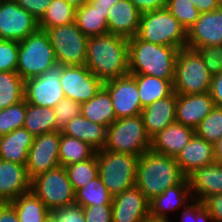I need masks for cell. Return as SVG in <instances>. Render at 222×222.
I'll use <instances>...</instances> for the list:
<instances>
[{"label":"cell","instance_id":"6da1fadb","mask_svg":"<svg viewBox=\"0 0 222 222\" xmlns=\"http://www.w3.org/2000/svg\"><path fill=\"white\" fill-rule=\"evenodd\" d=\"M85 66L103 82L129 74L128 38L114 34L88 37Z\"/></svg>","mask_w":222,"mask_h":222},{"label":"cell","instance_id":"7a4b0ae2","mask_svg":"<svg viewBox=\"0 0 222 222\" xmlns=\"http://www.w3.org/2000/svg\"><path fill=\"white\" fill-rule=\"evenodd\" d=\"M179 50L144 41L137 35L131 37L128 39L129 74L174 80Z\"/></svg>","mask_w":222,"mask_h":222},{"label":"cell","instance_id":"3957f363","mask_svg":"<svg viewBox=\"0 0 222 222\" xmlns=\"http://www.w3.org/2000/svg\"><path fill=\"white\" fill-rule=\"evenodd\" d=\"M185 178L175 157L149 150L139 157L135 186L151 201L167 188L181 183Z\"/></svg>","mask_w":222,"mask_h":222},{"label":"cell","instance_id":"277c9868","mask_svg":"<svg viewBox=\"0 0 222 222\" xmlns=\"http://www.w3.org/2000/svg\"><path fill=\"white\" fill-rule=\"evenodd\" d=\"M96 156L98 176L113 197L135 186L138 156L105 149L96 151Z\"/></svg>","mask_w":222,"mask_h":222},{"label":"cell","instance_id":"5b68a950","mask_svg":"<svg viewBox=\"0 0 222 222\" xmlns=\"http://www.w3.org/2000/svg\"><path fill=\"white\" fill-rule=\"evenodd\" d=\"M137 36L158 45L185 48L187 31L167 8L141 14Z\"/></svg>","mask_w":222,"mask_h":222},{"label":"cell","instance_id":"8992f818","mask_svg":"<svg viewBox=\"0 0 222 222\" xmlns=\"http://www.w3.org/2000/svg\"><path fill=\"white\" fill-rule=\"evenodd\" d=\"M105 150L127 153L140 157L151 149L141 114L116 119L107 128Z\"/></svg>","mask_w":222,"mask_h":222},{"label":"cell","instance_id":"52a82bcc","mask_svg":"<svg viewBox=\"0 0 222 222\" xmlns=\"http://www.w3.org/2000/svg\"><path fill=\"white\" fill-rule=\"evenodd\" d=\"M16 73L23 79L42 75L57 63L54 49L46 31L38 29L18 42Z\"/></svg>","mask_w":222,"mask_h":222},{"label":"cell","instance_id":"ba28073f","mask_svg":"<svg viewBox=\"0 0 222 222\" xmlns=\"http://www.w3.org/2000/svg\"><path fill=\"white\" fill-rule=\"evenodd\" d=\"M212 75L208 72L202 56L188 47L179 50L173 89L176 94H202L209 92Z\"/></svg>","mask_w":222,"mask_h":222},{"label":"cell","instance_id":"9c48e42d","mask_svg":"<svg viewBox=\"0 0 222 222\" xmlns=\"http://www.w3.org/2000/svg\"><path fill=\"white\" fill-rule=\"evenodd\" d=\"M31 190L50 211L75 204V191L63 166L34 177Z\"/></svg>","mask_w":222,"mask_h":222},{"label":"cell","instance_id":"30bf717a","mask_svg":"<svg viewBox=\"0 0 222 222\" xmlns=\"http://www.w3.org/2000/svg\"><path fill=\"white\" fill-rule=\"evenodd\" d=\"M54 49L57 63L64 66L85 65L88 37L75 21L45 30Z\"/></svg>","mask_w":222,"mask_h":222},{"label":"cell","instance_id":"8fae6325","mask_svg":"<svg viewBox=\"0 0 222 222\" xmlns=\"http://www.w3.org/2000/svg\"><path fill=\"white\" fill-rule=\"evenodd\" d=\"M63 66L56 63L42 75L24 80V100L32 105L54 108L65 98L60 83Z\"/></svg>","mask_w":222,"mask_h":222},{"label":"cell","instance_id":"7c38bea8","mask_svg":"<svg viewBox=\"0 0 222 222\" xmlns=\"http://www.w3.org/2000/svg\"><path fill=\"white\" fill-rule=\"evenodd\" d=\"M60 83L65 98L80 104L94 98L104 84L85 65L63 66Z\"/></svg>","mask_w":222,"mask_h":222},{"label":"cell","instance_id":"4fadbf2b","mask_svg":"<svg viewBox=\"0 0 222 222\" xmlns=\"http://www.w3.org/2000/svg\"><path fill=\"white\" fill-rule=\"evenodd\" d=\"M59 146L60 130L34 137L25 165L30 180L60 166Z\"/></svg>","mask_w":222,"mask_h":222},{"label":"cell","instance_id":"5bb4252c","mask_svg":"<svg viewBox=\"0 0 222 222\" xmlns=\"http://www.w3.org/2000/svg\"><path fill=\"white\" fill-rule=\"evenodd\" d=\"M38 29V20L15 0H0V39L19 42Z\"/></svg>","mask_w":222,"mask_h":222},{"label":"cell","instance_id":"9a60e30c","mask_svg":"<svg viewBox=\"0 0 222 222\" xmlns=\"http://www.w3.org/2000/svg\"><path fill=\"white\" fill-rule=\"evenodd\" d=\"M103 87L108 91L117 119L142 113L136 80L130 75L105 81Z\"/></svg>","mask_w":222,"mask_h":222},{"label":"cell","instance_id":"2e32d148","mask_svg":"<svg viewBox=\"0 0 222 222\" xmlns=\"http://www.w3.org/2000/svg\"><path fill=\"white\" fill-rule=\"evenodd\" d=\"M148 217L149 200L136 186L113 197L112 222H142Z\"/></svg>","mask_w":222,"mask_h":222},{"label":"cell","instance_id":"e0dca14e","mask_svg":"<svg viewBox=\"0 0 222 222\" xmlns=\"http://www.w3.org/2000/svg\"><path fill=\"white\" fill-rule=\"evenodd\" d=\"M222 45V5L211 12L200 13L199 19L187 31L186 47Z\"/></svg>","mask_w":222,"mask_h":222},{"label":"cell","instance_id":"ac0fdd59","mask_svg":"<svg viewBox=\"0 0 222 222\" xmlns=\"http://www.w3.org/2000/svg\"><path fill=\"white\" fill-rule=\"evenodd\" d=\"M215 108L209 92L202 94H177L176 122L196 129L200 122Z\"/></svg>","mask_w":222,"mask_h":222},{"label":"cell","instance_id":"d6986e66","mask_svg":"<svg viewBox=\"0 0 222 222\" xmlns=\"http://www.w3.org/2000/svg\"><path fill=\"white\" fill-rule=\"evenodd\" d=\"M30 190L26 166L0 159V203H10Z\"/></svg>","mask_w":222,"mask_h":222},{"label":"cell","instance_id":"ffe728a7","mask_svg":"<svg viewBox=\"0 0 222 222\" xmlns=\"http://www.w3.org/2000/svg\"><path fill=\"white\" fill-rule=\"evenodd\" d=\"M176 103L177 94L173 92L170 96L156 100L142 109L145 130L151 139L176 121Z\"/></svg>","mask_w":222,"mask_h":222},{"label":"cell","instance_id":"44dd1931","mask_svg":"<svg viewBox=\"0 0 222 222\" xmlns=\"http://www.w3.org/2000/svg\"><path fill=\"white\" fill-rule=\"evenodd\" d=\"M141 13L130 0H120L108 12L107 25L110 34L131 38L139 30Z\"/></svg>","mask_w":222,"mask_h":222},{"label":"cell","instance_id":"7402d4cb","mask_svg":"<svg viewBox=\"0 0 222 222\" xmlns=\"http://www.w3.org/2000/svg\"><path fill=\"white\" fill-rule=\"evenodd\" d=\"M175 159L187 177L195 169L215 163L214 145L194 134Z\"/></svg>","mask_w":222,"mask_h":222},{"label":"cell","instance_id":"603a6c76","mask_svg":"<svg viewBox=\"0 0 222 222\" xmlns=\"http://www.w3.org/2000/svg\"><path fill=\"white\" fill-rule=\"evenodd\" d=\"M192 200L187 177L179 184L164 190L160 195L149 201L150 217L170 221L168 211H175L185 207Z\"/></svg>","mask_w":222,"mask_h":222},{"label":"cell","instance_id":"cb8c5ba5","mask_svg":"<svg viewBox=\"0 0 222 222\" xmlns=\"http://www.w3.org/2000/svg\"><path fill=\"white\" fill-rule=\"evenodd\" d=\"M189 189L194 200L222 194V165L213 163L195 169L187 176ZM196 196V197H195Z\"/></svg>","mask_w":222,"mask_h":222},{"label":"cell","instance_id":"d4e9b609","mask_svg":"<svg viewBox=\"0 0 222 222\" xmlns=\"http://www.w3.org/2000/svg\"><path fill=\"white\" fill-rule=\"evenodd\" d=\"M194 134V129L175 121L151 139L150 150L170 157H176L189 143Z\"/></svg>","mask_w":222,"mask_h":222},{"label":"cell","instance_id":"484cf974","mask_svg":"<svg viewBox=\"0 0 222 222\" xmlns=\"http://www.w3.org/2000/svg\"><path fill=\"white\" fill-rule=\"evenodd\" d=\"M61 133L86 142L96 151L103 150L107 141V127L91 122L81 114L70 120Z\"/></svg>","mask_w":222,"mask_h":222},{"label":"cell","instance_id":"4316f807","mask_svg":"<svg viewBox=\"0 0 222 222\" xmlns=\"http://www.w3.org/2000/svg\"><path fill=\"white\" fill-rule=\"evenodd\" d=\"M34 137L25 128H18L0 137V159L26 165Z\"/></svg>","mask_w":222,"mask_h":222},{"label":"cell","instance_id":"83f0119b","mask_svg":"<svg viewBox=\"0 0 222 222\" xmlns=\"http://www.w3.org/2000/svg\"><path fill=\"white\" fill-rule=\"evenodd\" d=\"M80 114L91 122L104 125L107 128L117 119L111 97L104 87L94 98L81 103Z\"/></svg>","mask_w":222,"mask_h":222},{"label":"cell","instance_id":"f1b7e54d","mask_svg":"<svg viewBox=\"0 0 222 222\" xmlns=\"http://www.w3.org/2000/svg\"><path fill=\"white\" fill-rule=\"evenodd\" d=\"M137 83L141 106L144 108L156 100L170 96L173 92V81L148 75H131Z\"/></svg>","mask_w":222,"mask_h":222},{"label":"cell","instance_id":"f546056e","mask_svg":"<svg viewBox=\"0 0 222 222\" xmlns=\"http://www.w3.org/2000/svg\"><path fill=\"white\" fill-rule=\"evenodd\" d=\"M108 12H100L94 9L88 2L76 8L75 23L87 37L108 34Z\"/></svg>","mask_w":222,"mask_h":222},{"label":"cell","instance_id":"4dcf8cb0","mask_svg":"<svg viewBox=\"0 0 222 222\" xmlns=\"http://www.w3.org/2000/svg\"><path fill=\"white\" fill-rule=\"evenodd\" d=\"M23 128L33 136L60 130L56 125L53 108L40 107L27 102Z\"/></svg>","mask_w":222,"mask_h":222},{"label":"cell","instance_id":"1f68e13d","mask_svg":"<svg viewBox=\"0 0 222 222\" xmlns=\"http://www.w3.org/2000/svg\"><path fill=\"white\" fill-rule=\"evenodd\" d=\"M10 204L14 207L20 222H44L50 215V210L32 190L20 195Z\"/></svg>","mask_w":222,"mask_h":222},{"label":"cell","instance_id":"d6a6232c","mask_svg":"<svg viewBox=\"0 0 222 222\" xmlns=\"http://www.w3.org/2000/svg\"><path fill=\"white\" fill-rule=\"evenodd\" d=\"M96 155V150L86 142L64 135L60 130L59 161L60 166L81 162Z\"/></svg>","mask_w":222,"mask_h":222},{"label":"cell","instance_id":"836d02e7","mask_svg":"<svg viewBox=\"0 0 222 222\" xmlns=\"http://www.w3.org/2000/svg\"><path fill=\"white\" fill-rule=\"evenodd\" d=\"M113 196L98 176L75 191V204L82 207L112 205Z\"/></svg>","mask_w":222,"mask_h":222},{"label":"cell","instance_id":"e575fe53","mask_svg":"<svg viewBox=\"0 0 222 222\" xmlns=\"http://www.w3.org/2000/svg\"><path fill=\"white\" fill-rule=\"evenodd\" d=\"M75 11L66 0H52L45 14L38 21L40 30H47L56 26L69 24L75 21Z\"/></svg>","mask_w":222,"mask_h":222},{"label":"cell","instance_id":"d590c367","mask_svg":"<svg viewBox=\"0 0 222 222\" xmlns=\"http://www.w3.org/2000/svg\"><path fill=\"white\" fill-rule=\"evenodd\" d=\"M24 100V80L16 72H0V108Z\"/></svg>","mask_w":222,"mask_h":222},{"label":"cell","instance_id":"8d00e7d4","mask_svg":"<svg viewBox=\"0 0 222 222\" xmlns=\"http://www.w3.org/2000/svg\"><path fill=\"white\" fill-rule=\"evenodd\" d=\"M74 191L98 177L97 156L65 167Z\"/></svg>","mask_w":222,"mask_h":222},{"label":"cell","instance_id":"74e56055","mask_svg":"<svg viewBox=\"0 0 222 222\" xmlns=\"http://www.w3.org/2000/svg\"><path fill=\"white\" fill-rule=\"evenodd\" d=\"M195 134L214 145L222 137V108L215 106L200 122Z\"/></svg>","mask_w":222,"mask_h":222},{"label":"cell","instance_id":"f35d334b","mask_svg":"<svg viewBox=\"0 0 222 222\" xmlns=\"http://www.w3.org/2000/svg\"><path fill=\"white\" fill-rule=\"evenodd\" d=\"M26 117V101L0 111V137L9 134L13 130L23 128Z\"/></svg>","mask_w":222,"mask_h":222},{"label":"cell","instance_id":"ab89813d","mask_svg":"<svg viewBox=\"0 0 222 222\" xmlns=\"http://www.w3.org/2000/svg\"><path fill=\"white\" fill-rule=\"evenodd\" d=\"M166 8L181 23L186 31L200 16V12L190 0H168Z\"/></svg>","mask_w":222,"mask_h":222},{"label":"cell","instance_id":"60d3db41","mask_svg":"<svg viewBox=\"0 0 222 222\" xmlns=\"http://www.w3.org/2000/svg\"><path fill=\"white\" fill-rule=\"evenodd\" d=\"M18 52V41L0 39V72H16Z\"/></svg>","mask_w":222,"mask_h":222},{"label":"cell","instance_id":"b9f144b4","mask_svg":"<svg viewBox=\"0 0 222 222\" xmlns=\"http://www.w3.org/2000/svg\"><path fill=\"white\" fill-rule=\"evenodd\" d=\"M81 104L74 100L63 98L53 109L57 127L62 128L80 114Z\"/></svg>","mask_w":222,"mask_h":222},{"label":"cell","instance_id":"7bdbcfd3","mask_svg":"<svg viewBox=\"0 0 222 222\" xmlns=\"http://www.w3.org/2000/svg\"><path fill=\"white\" fill-rule=\"evenodd\" d=\"M202 56L208 72L213 76L222 71V45H210L196 49Z\"/></svg>","mask_w":222,"mask_h":222},{"label":"cell","instance_id":"ee69618b","mask_svg":"<svg viewBox=\"0 0 222 222\" xmlns=\"http://www.w3.org/2000/svg\"><path fill=\"white\" fill-rule=\"evenodd\" d=\"M191 204H187L180 216V222H211L212 216L199 200H191Z\"/></svg>","mask_w":222,"mask_h":222},{"label":"cell","instance_id":"f6af8a7d","mask_svg":"<svg viewBox=\"0 0 222 222\" xmlns=\"http://www.w3.org/2000/svg\"><path fill=\"white\" fill-rule=\"evenodd\" d=\"M50 215L56 222H85L83 207L78 204L53 209Z\"/></svg>","mask_w":222,"mask_h":222},{"label":"cell","instance_id":"bcb514c9","mask_svg":"<svg viewBox=\"0 0 222 222\" xmlns=\"http://www.w3.org/2000/svg\"><path fill=\"white\" fill-rule=\"evenodd\" d=\"M85 222H112V205L83 207Z\"/></svg>","mask_w":222,"mask_h":222},{"label":"cell","instance_id":"7dc6e473","mask_svg":"<svg viewBox=\"0 0 222 222\" xmlns=\"http://www.w3.org/2000/svg\"><path fill=\"white\" fill-rule=\"evenodd\" d=\"M24 10L29 12L38 21L45 14L52 0H15Z\"/></svg>","mask_w":222,"mask_h":222},{"label":"cell","instance_id":"c3c4849f","mask_svg":"<svg viewBox=\"0 0 222 222\" xmlns=\"http://www.w3.org/2000/svg\"><path fill=\"white\" fill-rule=\"evenodd\" d=\"M202 203L212 216V222H222V194L208 196Z\"/></svg>","mask_w":222,"mask_h":222},{"label":"cell","instance_id":"681fc988","mask_svg":"<svg viewBox=\"0 0 222 222\" xmlns=\"http://www.w3.org/2000/svg\"><path fill=\"white\" fill-rule=\"evenodd\" d=\"M138 11L143 14L167 7L168 0H130Z\"/></svg>","mask_w":222,"mask_h":222},{"label":"cell","instance_id":"f907efd6","mask_svg":"<svg viewBox=\"0 0 222 222\" xmlns=\"http://www.w3.org/2000/svg\"><path fill=\"white\" fill-rule=\"evenodd\" d=\"M209 93L215 106L222 108V71L212 76Z\"/></svg>","mask_w":222,"mask_h":222},{"label":"cell","instance_id":"816d5d0a","mask_svg":"<svg viewBox=\"0 0 222 222\" xmlns=\"http://www.w3.org/2000/svg\"><path fill=\"white\" fill-rule=\"evenodd\" d=\"M0 222H20L10 203H0Z\"/></svg>","mask_w":222,"mask_h":222},{"label":"cell","instance_id":"f5cc1de1","mask_svg":"<svg viewBox=\"0 0 222 222\" xmlns=\"http://www.w3.org/2000/svg\"><path fill=\"white\" fill-rule=\"evenodd\" d=\"M200 13H206L218 9L222 0H190Z\"/></svg>","mask_w":222,"mask_h":222},{"label":"cell","instance_id":"db71d44e","mask_svg":"<svg viewBox=\"0 0 222 222\" xmlns=\"http://www.w3.org/2000/svg\"><path fill=\"white\" fill-rule=\"evenodd\" d=\"M120 0H88V3L100 12H109L110 8Z\"/></svg>","mask_w":222,"mask_h":222},{"label":"cell","instance_id":"11a10c76","mask_svg":"<svg viewBox=\"0 0 222 222\" xmlns=\"http://www.w3.org/2000/svg\"><path fill=\"white\" fill-rule=\"evenodd\" d=\"M215 163L222 165V137L214 144Z\"/></svg>","mask_w":222,"mask_h":222},{"label":"cell","instance_id":"9f6ffc18","mask_svg":"<svg viewBox=\"0 0 222 222\" xmlns=\"http://www.w3.org/2000/svg\"><path fill=\"white\" fill-rule=\"evenodd\" d=\"M70 5H72L74 8H79L81 7L83 4H85L86 2H88V0H66Z\"/></svg>","mask_w":222,"mask_h":222},{"label":"cell","instance_id":"6f0895ef","mask_svg":"<svg viewBox=\"0 0 222 222\" xmlns=\"http://www.w3.org/2000/svg\"><path fill=\"white\" fill-rule=\"evenodd\" d=\"M142 222H170V221H166V220H163V219H155V218H152V217H148L147 219H145L144 221Z\"/></svg>","mask_w":222,"mask_h":222},{"label":"cell","instance_id":"680465c9","mask_svg":"<svg viewBox=\"0 0 222 222\" xmlns=\"http://www.w3.org/2000/svg\"><path fill=\"white\" fill-rule=\"evenodd\" d=\"M44 222H56V221L51 215H49Z\"/></svg>","mask_w":222,"mask_h":222}]
</instances>
